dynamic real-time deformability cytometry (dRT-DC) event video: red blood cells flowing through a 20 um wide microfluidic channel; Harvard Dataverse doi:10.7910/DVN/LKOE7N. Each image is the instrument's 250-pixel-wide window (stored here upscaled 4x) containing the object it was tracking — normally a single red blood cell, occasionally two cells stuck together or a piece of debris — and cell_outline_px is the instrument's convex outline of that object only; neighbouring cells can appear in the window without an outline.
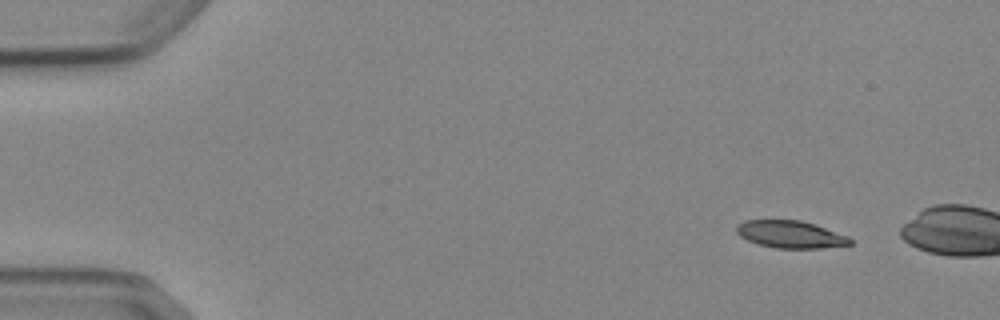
{"species": "Egyptian fruit bat (a non-hibernating species)", "species_latin": "Rousettus aegyptiacus", "temperature_condition": "cold", "stored_images_in_passage": 3, "camera_frame_rate_fps": 3000, "um_per_image_px": 0.085, "animal": {"sex": "female"}, "frame": {"image": 1, "passage_image": 1, "time_ms": 0.0, "image_size_px": [1000, 320], "cell_outline_px": [[852, 244], [820, 248], [776, 248], [760, 244], [748, 240], [740, 236], [736, 232], [736, 228], [744, 220], [800, 220], [816, 224], [848, 236], [852, 240]], "centroid_in_image_um": [67.22, 19.91], "position_along_channel_um": 17.8, "area_um2": 17.98}}